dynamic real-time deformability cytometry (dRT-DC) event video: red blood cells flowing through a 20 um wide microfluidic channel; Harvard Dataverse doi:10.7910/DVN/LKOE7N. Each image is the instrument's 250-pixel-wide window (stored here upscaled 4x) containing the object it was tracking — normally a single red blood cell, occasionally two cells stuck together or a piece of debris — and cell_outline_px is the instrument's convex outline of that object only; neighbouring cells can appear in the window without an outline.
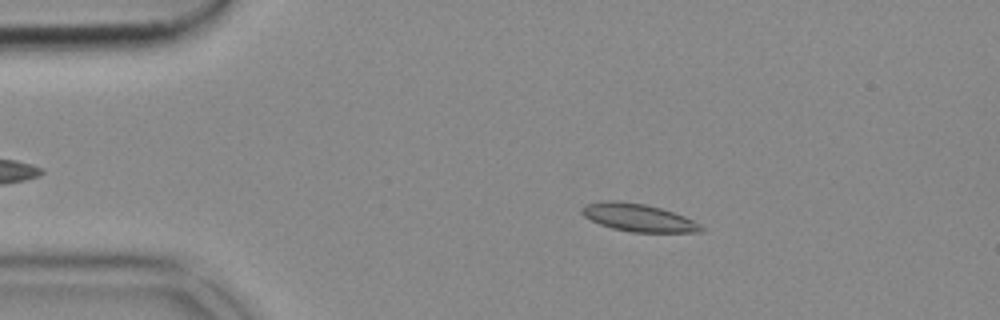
{"species": "common noctule bat (a hibernating species)", "species_latin": "Nyctalus noctula", "temperature_condition": "cold", "stored_images_in_passage": 45, "camera_frame_rate_fps": 3000, "um_per_image_px": 0.085, "animal": {"sex": "female", "body_mass_g": 18.4}, "frame": {"image": 1, "passage_image": 9, "time_ms": 2.667, "image_size_px": [1000, 320], "cell_outline_px": [[704, 232], [632, 232], [612, 228], [600, 224], [584, 216], [580, 212], [580, 208], [584, 204], [604, 200], [616, 200], [644, 204], [660, 208], [684, 216], [700, 224], [704, 228]], "centroid_in_image_um": [54.22, 18.49], "position_along_channel_um": 30.8, "area_um2": 19.25}}
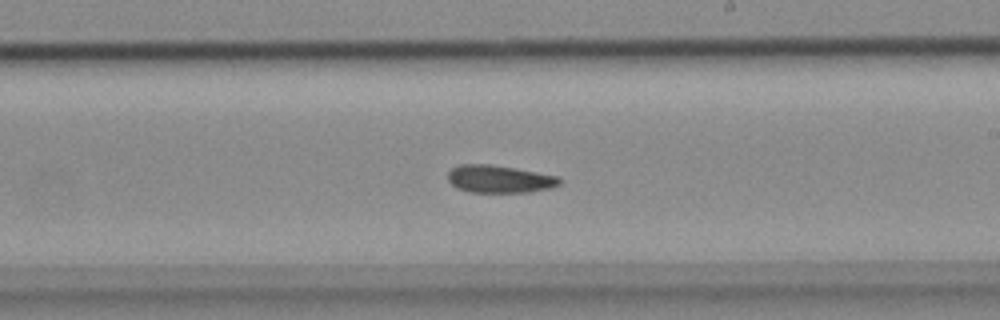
{"frame": {"image": 2, "passage_image": 30, "time_ms": 9.667, "image_size_px": [1000, 320], "cell_outline_px": [[560, 184], [552, 188], [528, 192], [468, 192], [456, 188], [448, 180], [448, 172], [452, 168], [460, 164], [488, 164], [560, 176]], "centroid_in_image_um": [42.44, 15.22], "position_along_channel_um": 246.6, "area_um2": 17.92}}
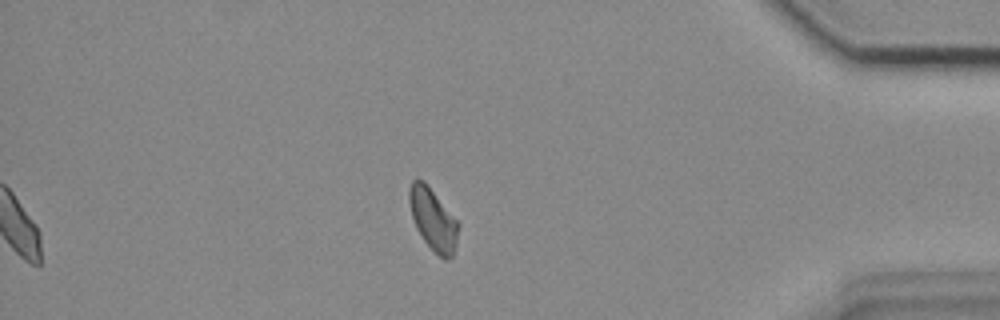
{"frame": {"image": 3, "passage_image": 45, "time_ms": 14.667, "image_size_px": [1000, 320], "cell_outline_px": [[460, 224], [456, 244], [452, 256], [448, 260], [444, 260], [424, 240], [416, 228], [412, 216], [408, 200], [408, 188], [412, 180], [416, 176], [424, 180], [428, 184]], "centroid_in_image_um": [36.79, 18.58], "position_along_channel_um": 398.4, "area_um2": 17.86}}